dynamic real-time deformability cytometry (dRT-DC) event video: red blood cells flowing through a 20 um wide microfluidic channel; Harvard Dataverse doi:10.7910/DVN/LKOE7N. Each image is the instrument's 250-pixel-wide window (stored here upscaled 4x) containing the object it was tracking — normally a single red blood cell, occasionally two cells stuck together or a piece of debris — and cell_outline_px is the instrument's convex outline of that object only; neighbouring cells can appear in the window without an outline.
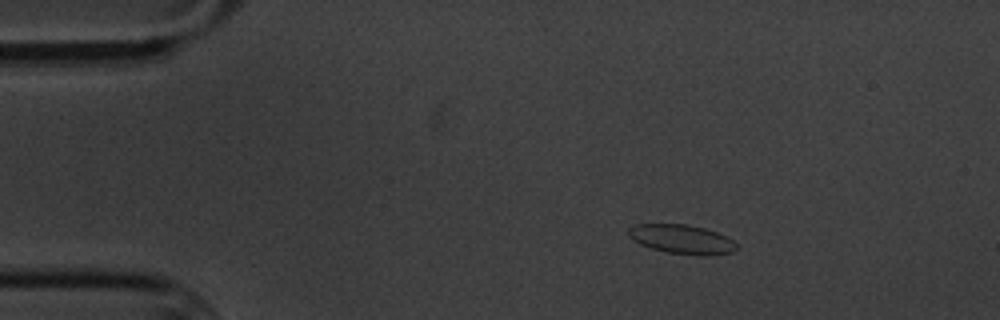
{"species": "common noctule bat (a hibernating species)", "species_latin": "Nyctalus noctula", "temperature_condition": "cold", "stored_images_in_passage": 4, "camera_frame_rate_fps": 3000, "um_per_image_px": 0.085, "animal": {"sex": "male", "body_mass_g": 20.1, "forearm_length_mm": 53.5}, "frame": {"image": 1, "passage_image": 2, "time_ms": 1.333, "image_size_px": [1000, 320], "cell_outline_px": [[736, 248], [732, 252], [712, 256], [700, 256], [668, 252], [652, 248], [640, 244], [632, 240], [628, 236], [628, 228], [636, 224], [688, 224], [704, 228], [716, 232], [732, 240], [736, 244]], "centroid_in_image_um": [57.94, 20.34], "position_along_channel_um": 27.1, "area_um2": 18.38}}